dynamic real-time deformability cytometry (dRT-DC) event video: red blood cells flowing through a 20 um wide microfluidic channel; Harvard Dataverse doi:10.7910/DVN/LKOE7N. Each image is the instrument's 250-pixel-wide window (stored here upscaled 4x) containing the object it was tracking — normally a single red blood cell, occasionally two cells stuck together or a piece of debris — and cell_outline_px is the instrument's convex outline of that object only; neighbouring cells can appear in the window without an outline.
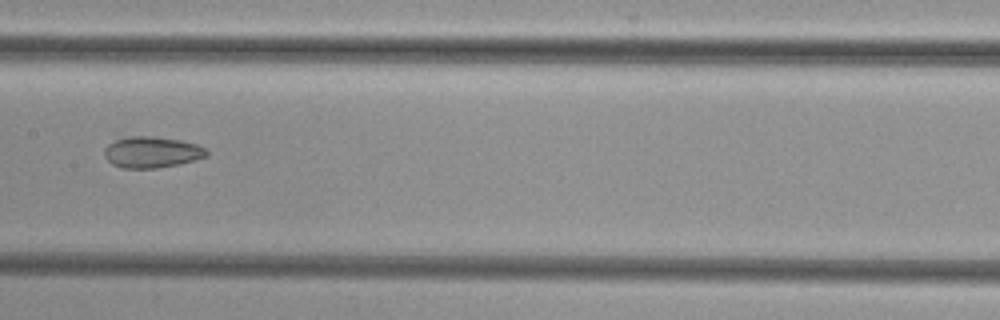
{"species": "common noctule bat (a hibernating species)", "species_latin": "Nyctalus noctula", "temperature_condition": "cold", "stored_images_in_passage": 5, "camera_frame_rate_fps": 3000, "um_per_image_px": 0.085, "animal": {"sex": "female", "body_mass_g": 29.2, "forearm_length_mm": 56.3}, "frame": {"image": 1, "passage_image": 5, "time_ms": 1.333, "image_size_px": [1000, 320], "cell_outline_px": [[208, 156], [196, 160], [156, 168], [120, 168], [112, 164], [104, 156], [104, 148], [108, 144], [116, 140], [128, 136], [152, 136], [180, 140], [196, 144], [208, 148]], "centroid_in_image_um": [12.91, 12.93], "position_along_channel_um": 194.5, "area_um2": 18.67}}